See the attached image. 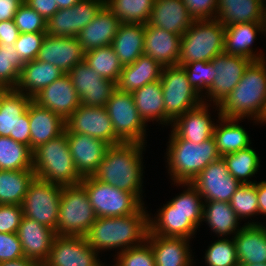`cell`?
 <instances>
[{
	"mask_svg": "<svg viewBox=\"0 0 266 266\" xmlns=\"http://www.w3.org/2000/svg\"><path fill=\"white\" fill-rule=\"evenodd\" d=\"M174 184L187 189L163 204L154 218L149 214V233L192 239L202 223L204 201L190 183Z\"/></svg>",
	"mask_w": 266,
	"mask_h": 266,
	"instance_id": "obj_1",
	"label": "cell"
},
{
	"mask_svg": "<svg viewBox=\"0 0 266 266\" xmlns=\"http://www.w3.org/2000/svg\"><path fill=\"white\" fill-rule=\"evenodd\" d=\"M143 207L139 212L119 217H99L85 238L98 253L117 249V253L142 245L149 232V213Z\"/></svg>",
	"mask_w": 266,
	"mask_h": 266,
	"instance_id": "obj_2",
	"label": "cell"
},
{
	"mask_svg": "<svg viewBox=\"0 0 266 266\" xmlns=\"http://www.w3.org/2000/svg\"><path fill=\"white\" fill-rule=\"evenodd\" d=\"M145 144L111 145L92 177L143 198V152ZM144 150V151H143Z\"/></svg>",
	"mask_w": 266,
	"mask_h": 266,
	"instance_id": "obj_3",
	"label": "cell"
},
{
	"mask_svg": "<svg viewBox=\"0 0 266 266\" xmlns=\"http://www.w3.org/2000/svg\"><path fill=\"white\" fill-rule=\"evenodd\" d=\"M220 116L254 120L266 109V60L252 61L236 87L218 105Z\"/></svg>",
	"mask_w": 266,
	"mask_h": 266,
	"instance_id": "obj_4",
	"label": "cell"
},
{
	"mask_svg": "<svg viewBox=\"0 0 266 266\" xmlns=\"http://www.w3.org/2000/svg\"><path fill=\"white\" fill-rule=\"evenodd\" d=\"M168 140L165 157L174 183H190L208 164L221 158L214 137L193 143L171 131Z\"/></svg>",
	"mask_w": 266,
	"mask_h": 266,
	"instance_id": "obj_5",
	"label": "cell"
},
{
	"mask_svg": "<svg viewBox=\"0 0 266 266\" xmlns=\"http://www.w3.org/2000/svg\"><path fill=\"white\" fill-rule=\"evenodd\" d=\"M33 171L37 178L60 184H79L83 177L76 170L67 142L66 131L33 151Z\"/></svg>",
	"mask_w": 266,
	"mask_h": 266,
	"instance_id": "obj_6",
	"label": "cell"
},
{
	"mask_svg": "<svg viewBox=\"0 0 266 266\" xmlns=\"http://www.w3.org/2000/svg\"><path fill=\"white\" fill-rule=\"evenodd\" d=\"M225 26L217 19L194 20L181 37L178 66L195 61L209 62L224 52Z\"/></svg>",
	"mask_w": 266,
	"mask_h": 266,
	"instance_id": "obj_7",
	"label": "cell"
},
{
	"mask_svg": "<svg viewBox=\"0 0 266 266\" xmlns=\"http://www.w3.org/2000/svg\"><path fill=\"white\" fill-rule=\"evenodd\" d=\"M96 218L81 183L62 187L56 235L85 236Z\"/></svg>",
	"mask_w": 266,
	"mask_h": 266,
	"instance_id": "obj_8",
	"label": "cell"
},
{
	"mask_svg": "<svg viewBox=\"0 0 266 266\" xmlns=\"http://www.w3.org/2000/svg\"><path fill=\"white\" fill-rule=\"evenodd\" d=\"M160 81L165 102V126L185 112L203 103L202 96L191 86L181 66L163 67Z\"/></svg>",
	"mask_w": 266,
	"mask_h": 266,
	"instance_id": "obj_9",
	"label": "cell"
},
{
	"mask_svg": "<svg viewBox=\"0 0 266 266\" xmlns=\"http://www.w3.org/2000/svg\"><path fill=\"white\" fill-rule=\"evenodd\" d=\"M80 183L85 187L97 218L125 216L144 207L145 202L135 194L100 182L92 176L83 177Z\"/></svg>",
	"mask_w": 266,
	"mask_h": 266,
	"instance_id": "obj_10",
	"label": "cell"
},
{
	"mask_svg": "<svg viewBox=\"0 0 266 266\" xmlns=\"http://www.w3.org/2000/svg\"><path fill=\"white\" fill-rule=\"evenodd\" d=\"M116 137L122 143H141L147 146V124L140 117L132 93L113 91L105 106Z\"/></svg>",
	"mask_w": 266,
	"mask_h": 266,
	"instance_id": "obj_11",
	"label": "cell"
},
{
	"mask_svg": "<svg viewBox=\"0 0 266 266\" xmlns=\"http://www.w3.org/2000/svg\"><path fill=\"white\" fill-rule=\"evenodd\" d=\"M63 185L33 179L22 202L23 216L35 220L56 233Z\"/></svg>",
	"mask_w": 266,
	"mask_h": 266,
	"instance_id": "obj_12",
	"label": "cell"
},
{
	"mask_svg": "<svg viewBox=\"0 0 266 266\" xmlns=\"http://www.w3.org/2000/svg\"><path fill=\"white\" fill-rule=\"evenodd\" d=\"M32 98L11 89L0 103V136L30 146L28 105Z\"/></svg>",
	"mask_w": 266,
	"mask_h": 266,
	"instance_id": "obj_13",
	"label": "cell"
},
{
	"mask_svg": "<svg viewBox=\"0 0 266 266\" xmlns=\"http://www.w3.org/2000/svg\"><path fill=\"white\" fill-rule=\"evenodd\" d=\"M251 62L249 58L240 55H229L225 52L217 55L213 59L216 72L214 81L206 94L202 95L203 103L208 104L207 101L210 103L213 101V106L219 105L239 83Z\"/></svg>",
	"mask_w": 266,
	"mask_h": 266,
	"instance_id": "obj_14",
	"label": "cell"
},
{
	"mask_svg": "<svg viewBox=\"0 0 266 266\" xmlns=\"http://www.w3.org/2000/svg\"><path fill=\"white\" fill-rule=\"evenodd\" d=\"M98 255L85 236L56 235L42 266H106Z\"/></svg>",
	"mask_w": 266,
	"mask_h": 266,
	"instance_id": "obj_15",
	"label": "cell"
},
{
	"mask_svg": "<svg viewBox=\"0 0 266 266\" xmlns=\"http://www.w3.org/2000/svg\"><path fill=\"white\" fill-rule=\"evenodd\" d=\"M105 0H80L71 8L59 9L46 23V34L55 37H77L88 25Z\"/></svg>",
	"mask_w": 266,
	"mask_h": 266,
	"instance_id": "obj_16",
	"label": "cell"
},
{
	"mask_svg": "<svg viewBox=\"0 0 266 266\" xmlns=\"http://www.w3.org/2000/svg\"><path fill=\"white\" fill-rule=\"evenodd\" d=\"M190 184L201 194L204 201H230L241 183L236 180L221 157L208 164Z\"/></svg>",
	"mask_w": 266,
	"mask_h": 266,
	"instance_id": "obj_17",
	"label": "cell"
},
{
	"mask_svg": "<svg viewBox=\"0 0 266 266\" xmlns=\"http://www.w3.org/2000/svg\"><path fill=\"white\" fill-rule=\"evenodd\" d=\"M79 95L81 104L91 107H105L116 83L101 77L84 61L76 64L67 73Z\"/></svg>",
	"mask_w": 266,
	"mask_h": 266,
	"instance_id": "obj_18",
	"label": "cell"
},
{
	"mask_svg": "<svg viewBox=\"0 0 266 266\" xmlns=\"http://www.w3.org/2000/svg\"><path fill=\"white\" fill-rule=\"evenodd\" d=\"M65 122L66 128L71 133L87 134L110 145L122 143L115 135L105 107H91L81 104Z\"/></svg>",
	"mask_w": 266,
	"mask_h": 266,
	"instance_id": "obj_19",
	"label": "cell"
},
{
	"mask_svg": "<svg viewBox=\"0 0 266 266\" xmlns=\"http://www.w3.org/2000/svg\"><path fill=\"white\" fill-rule=\"evenodd\" d=\"M32 100L65 121L81 105L79 95L67 73L44 87Z\"/></svg>",
	"mask_w": 266,
	"mask_h": 266,
	"instance_id": "obj_20",
	"label": "cell"
},
{
	"mask_svg": "<svg viewBox=\"0 0 266 266\" xmlns=\"http://www.w3.org/2000/svg\"><path fill=\"white\" fill-rule=\"evenodd\" d=\"M65 131L76 170L82 177L92 176L111 145L87 134L71 133L66 127Z\"/></svg>",
	"mask_w": 266,
	"mask_h": 266,
	"instance_id": "obj_21",
	"label": "cell"
},
{
	"mask_svg": "<svg viewBox=\"0 0 266 266\" xmlns=\"http://www.w3.org/2000/svg\"><path fill=\"white\" fill-rule=\"evenodd\" d=\"M37 60L53 64L68 73L76 64L84 61V51L77 37H55L46 34Z\"/></svg>",
	"mask_w": 266,
	"mask_h": 266,
	"instance_id": "obj_22",
	"label": "cell"
},
{
	"mask_svg": "<svg viewBox=\"0 0 266 266\" xmlns=\"http://www.w3.org/2000/svg\"><path fill=\"white\" fill-rule=\"evenodd\" d=\"M17 235L25 258L34 260L42 266L49 256L56 236L55 231L23 216Z\"/></svg>",
	"mask_w": 266,
	"mask_h": 266,
	"instance_id": "obj_23",
	"label": "cell"
},
{
	"mask_svg": "<svg viewBox=\"0 0 266 266\" xmlns=\"http://www.w3.org/2000/svg\"><path fill=\"white\" fill-rule=\"evenodd\" d=\"M181 37L147 23L144 34V54L156 60L162 67L177 66Z\"/></svg>",
	"mask_w": 266,
	"mask_h": 266,
	"instance_id": "obj_24",
	"label": "cell"
},
{
	"mask_svg": "<svg viewBox=\"0 0 266 266\" xmlns=\"http://www.w3.org/2000/svg\"><path fill=\"white\" fill-rule=\"evenodd\" d=\"M189 241L183 237H165L149 232L146 238L154 253L155 266H192L195 262Z\"/></svg>",
	"mask_w": 266,
	"mask_h": 266,
	"instance_id": "obj_25",
	"label": "cell"
},
{
	"mask_svg": "<svg viewBox=\"0 0 266 266\" xmlns=\"http://www.w3.org/2000/svg\"><path fill=\"white\" fill-rule=\"evenodd\" d=\"M244 224L233 237L239 264L266 263V224Z\"/></svg>",
	"mask_w": 266,
	"mask_h": 266,
	"instance_id": "obj_26",
	"label": "cell"
},
{
	"mask_svg": "<svg viewBox=\"0 0 266 266\" xmlns=\"http://www.w3.org/2000/svg\"><path fill=\"white\" fill-rule=\"evenodd\" d=\"M210 103L185 112L171 125V130L181 139L201 143L213 137L215 123L212 121Z\"/></svg>",
	"mask_w": 266,
	"mask_h": 266,
	"instance_id": "obj_27",
	"label": "cell"
},
{
	"mask_svg": "<svg viewBox=\"0 0 266 266\" xmlns=\"http://www.w3.org/2000/svg\"><path fill=\"white\" fill-rule=\"evenodd\" d=\"M121 22L112 11L104 5L93 20L77 36L85 52L104 46H110Z\"/></svg>",
	"mask_w": 266,
	"mask_h": 266,
	"instance_id": "obj_28",
	"label": "cell"
},
{
	"mask_svg": "<svg viewBox=\"0 0 266 266\" xmlns=\"http://www.w3.org/2000/svg\"><path fill=\"white\" fill-rule=\"evenodd\" d=\"M193 21L183 0H155L148 23L182 36Z\"/></svg>",
	"mask_w": 266,
	"mask_h": 266,
	"instance_id": "obj_29",
	"label": "cell"
},
{
	"mask_svg": "<svg viewBox=\"0 0 266 266\" xmlns=\"http://www.w3.org/2000/svg\"><path fill=\"white\" fill-rule=\"evenodd\" d=\"M28 116L30 122V149L32 151L65 131V120L33 100L28 105Z\"/></svg>",
	"mask_w": 266,
	"mask_h": 266,
	"instance_id": "obj_30",
	"label": "cell"
},
{
	"mask_svg": "<svg viewBox=\"0 0 266 266\" xmlns=\"http://www.w3.org/2000/svg\"><path fill=\"white\" fill-rule=\"evenodd\" d=\"M263 34V23H242L225 27L224 52L229 55H240L252 61L266 59L263 52L256 53L252 48L258 33Z\"/></svg>",
	"mask_w": 266,
	"mask_h": 266,
	"instance_id": "obj_31",
	"label": "cell"
},
{
	"mask_svg": "<svg viewBox=\"0 0 266 266\" xmlns=\"http://www.w3.org/2000/svg\"><path fill=\"white\" fill-rule=\"evenodd\" d=\"M265 0H218L216 19L223 25L263 23Z\"/></svg>",
	"mask_w": 266,
	"mask_h": 266,
	"instance_id": "obj_32",
	"label": "cell"
},
{
	"mask_svg": "<svg viewBox=\"0 0 266 266\" xmlns=\"http://www.w3.org/2000/svg\"><path fill=\"white\" fill-rule=\"evenodd\" d=\"M162 69L156 60L143 54L134 63L122 68L116 88L133 93L148 83L160 80Z\"/></svg>",
	"mask_w": 266,
	"mask_h": 266,
	"instance_id": "obj_33",
	"label": "cell"
},
{
	"mask_svg": "<svg viewBox=\"0 0 266 266\" xmlns=\"http://www.w3.org/2000/svg\"><path fill=\"white\" fill-rule=\"evenodd\" d=\"M63 74L55 65L35 59L23 65L15 90L33 98Z\"/></svg>",
	"mask_w": 266,
	"mask_h": 266,
	"instance_id": "obj_34",
	"label": "cell"
},
{
	"mask_svg": "<svg viewBox=\"0 0 266 266\" xmlns=\"http://www.w3.org/2000/svg\"><path fill=\"white\" fill-rule=\"evenodd\" d=\"M215 107V111L218 109L217 122L219 124L214 126L213 137L221 157L251 146L252 142L248 132L242 125H239L243 119L224 118L220 116L219 106L215 105Z\"/></svg>",
	"mask_w": 266,
	"mask_h": 266,
	"instance_id": "obj_35",
	"label": "cell"
},
{
	"mask_svg": "<svg viewBox=\"0 0 266 266\" xmlns=\"http://www.w3.org/2000/svg\"><path fill=\"white\" fill-rule=\"evenodd\" d=\"M144 34L145 24H120L111 46L123 67L131 65L144 54Z\"/></svg>",
	"mask_w": 266,
	"mask_h": 266,
	"instance_id": "obj_36",
	"label": "cell"
},
{
	"mask_svg": "<svg viewBox=\"0 0 266 266\" xmlns=\"http://www.w3.org/2000/svg\"><path fill=\"white\" fill-rule=\"evenodd\" d=\"M140 117L148 122L165 125V102L160 80L144 85L132 93Z\"/></svg>",
	"mask_w": 266,
	"mask_h": 266,
	"instance_id": "obj_37",
	"label": "cell"
},
{
	"mask_svg": "<svg viewBox=\"0 0 266 266\" xmlns=\"http://www.w3.org/2000/svg\"><path fill=\"white\" fill-rule=\"evenodd\" d=\"M202 221L220 238L234 237L243 227L241 221L228 202L204 201ZM229 235V237H228ZM224 236V237H223Z\"/></svg>",
	"mask_w": 266,
	"mask_h": 266,
	"instance_id": "obj_38",
	"label": "cell"
},
{
	"mask_svg": "<svg viewBox=\"0 0 266 266\" xmlns=\"http://www.w3.org/2000/svg\"><path fill=\"white\" fill-rule=\"evenodd\" d=\"M35 177L33 170H0V204L22 205Z\"/></svg>",
	"mask_w": 266,
	"mask_h": 266,
	"instance_id": "obj_39",
	"label": "cell"
},
{
	"mask_svg": "<svg viewBox=\"0 0 266 266\" xmlns=\"http://www.w3.org/2000/svg\"><path fill=\"white\" fill-rule=\"evenodd\" d=\"M0 170H33L30 146L0 136Z\"/></svg>",
	"mask_w": 266,
	"mask_h": 266,
	"instance_id": "obj_40",
	"label": "cell"
},
{
	"mask_svg": "<svg viewBox=\"0 0 266 266\" xmlns=\"http://www.w3.org/2000/svg\"><path fill=\"white\" fill-rule=\"evenodd\" d=\"M229 173L241 184H253L250 178L257 174L261 164L256 151L251 147L230 153L222 157Z\"/></svg>",
	"mask_w": 266,
	"mask_h": 266,
	"instance_id": "obj_41",
	"label": "cell"
},
{
	"mask_svg": "<svg viewBox=\"0 0 266 266\" xmlns=\"http://www.w3.org/2000/svg\"><path fill=\"white\" fill-rule=\"evenodd\" d=\"M155 0H105V5L121 23L149 22Z\"/></svg>",
	"mask_w": 266,
	"mask_h": 266,
	"instance_id": "obj_42",
	"label": "cell"
},
{
	"mask_svg": "<svg viewBox=\"0 0 266 266\" xmlns=\"http://www.w3.org/2000/svg\"><path fill=\"white\" fill-rule=\"evenodd\" d=\"M84 62L98 75L115 83L123 68L111 45L85 52Z\"/></svg>",
	"mask_w": 266,
	"mask_h": 266,
	"instance_id": "obj_43",
	"label": "cell"
},
{
	"mask_svg": "<svg viewBox=\"0 0 266 266\" xmlns=\"http://www.w3.org/2000/svg\"><path fill=\"white\" fill-rule=\"evenodd\" d=\"M229 204L241 220L259 215L257 181L253 184H241L232 195Z\"/></svg>",
	"mask_w": 266,
	"mask_h": 266,
	"instance_id": "obj_44",
	"label": "cell"
},
{
	"mask_svg": "<svg viewBox=\"0 0 266 266\" xmlns=\"http://www.w3.org/2000/svg\"><path fill=\"white\" fill-rule=\"evenodd\" d=\"M24 64L16 53L14 44L5 45L0 43V82L15 89Z\"/></svg>",
	"mask_w": 266,
	"mask_h": 266,
	"instance_id": "obj_45",
	"label": "cell"
},
{
	"mask_svg": "<svg viewBox=\"0 0 266 266\" xmlns=\"http://www.w3.org/2000/svg\"><path fill=\"white\" fill-rule=\"evenodd\" d=\"M205 251L204 259L207 266H239L233 237L218 238Z\"/></svg>",
	"mask_w": 266,
	"mask_h": 266,
	"instance_id": "obj_46",
	"label": "cell"
},
{
	"mask_svg": "<svg viewBox=\"0 0 266 266\" xmlns=\"http://www.w3.org/2000/svg\"><path fill=\"white\" fill-rule=\"evenodd\" d=\"M188 77L191 86L202 96L214 81L216 74L213 67V59L209 62L195 61L181 66ZM204 93H203V92Z\"/></svg>",
	"mask_w": 266,
	"mask_h": 266,
	"instance_id": "obj_47",
	"label": "cell"
},
{
	"mask_svg": "<svg viewBox=\"0 0 266 266\" xmlns=\"http://www.w3.org/2000/svg\"><path fill=\"white\" fill-rule=\"evenodd\" d=\"M114 257L116 263L113 266H155L154 253L146 241L142 245L121 251Z\"/></svg>",
	"mask_w": 266,
	"mask_h": 266,
	"instance_id": "obj_48",
	"label": "cell"
},
{
	"mask_svg": "<svg viewBox=\"0 0 266 266\" xmlns=\"http://www.w3.org/2000/svg\"><path fill=\"white\" fill-rule=\"evenodd\" d=\"M13 21L20 33L46 32L47 21L25 2L18 8Z\"/></svg>",
	"mask_w": 266,
	"mask_h": 266,
	"instance_id": "obj_49",
	"label": "cell"
},
{
	"mask_svg": "<svg viewBox=\"0 0 266 266\" xmlns=\"http://www.w3.org/2000/svg\"><path fill=\"white\" fill-rule=\"evenodd\" d=\"M46 32L20 33L14 43L16 53L26 63L37 59Z\"/></svg>",
	"mask_w": 266,
	"mask_h": 266,
	"instance_id": "obj_50",
	"label": "cell"
},
{
	"mask_svg": "<svg viewBox=\"0 0 266 266\" xmlns=\"http://www.w3.org/2000/svg\"><path fill=\"white\" fill-rule=\"evenodd\" d=\"M22 218V205L0 204V232L17 233Z\"/></svg>",
	"mask_w": 266,
	"mask_h": 266,
	"instance_id": "obj_51",
	"label": "cell"
},
{
	"mask_svg": "<svg viewBox=\"0 0 266 266\" xmlns=\"http://www.w3.org/2000/svg\"><path fill=\"white\" fill-rule=\"evenodd\" d=\"M25 257L17 233L0 232V262L15 261Z\"/></svg>",
	"mask_w": 266,
	"mask_h": 266,
	"instance_id": "obj_52",
	"label": "cell"
},
{
	"mask_svg": "<svg viewBox=\"0 0 266 266\" xmlns=\"http://www.w3.org/2000/svg\"><path fill=\"white\" fill-rule=\"evenodd\" d=\"M194 20L216 19L218 0H183Z\"/></svg>",
	"mask_w": 266,
	"mask_h": 266,
	"instance_id": "obj_53",
	"label": "cell"
},
{
	"mask_svg": "<svg viewBox=\"0 0 266 266\" xmlns=\"http://www.w3.org/2000/svg\"><path fill=\"white\" fill-rule=\"evenodd\" d=\"M24 2L38 12L46 21L59 10L56 0H24Z\"/></svg>",
	"mask_w": 266,
	"mask_h": 266,
	"instance_id": "obj_54",
	"label": "cell"
},
{
	"mask_svg": "<svg viewBox=\"0 0 266 266\" xmlns=\"http://www.w3.org/2000/svg\"><path fill=\"white\" fill-rule=\"evenodd\" d=\"M20 32L13 20H6L0 22V43L5 45L14 44Z\"/></svg>",
	"mask_w": 266,
	"mask_h": 266,
	"instance_id": "obj_55",
	"label": "cell"
},
{
	"mask_svg": "<svg viewBox=\"0 0 266 266\" xmlns=\"http://www.w3.org/2000/svg\"><path fill=\"white\" fill-rule=\"evenodd\" d=\"M24 0H0V22L13 20Z\"/></svg>",
	"mask_w": 266,
	"mask_h": 266,
	"instance_id": "obj_56",
	"label": "cell"
},
{
	"mask_svg": "<svg viewBox=\"0 0 266 266\" xmlns=\"http://www.w3.org/2000/svg\"><path fill=\"white\" fill-rule=\"evenodd\" d=\"M259 215L266 216V181L257 182Z\"/></svg>",
	"mask_w": 266,
	"mask_h": 266,
	"instance_id": "obj_57",
	"label": "cell"
},
{
	"mask_svg": "<svg viewBox=\"0 0 266 266\" xmlns=\"http://www.w3.org/2000/svg\"><path fill=\"white\" fill-rule=\"evenodd\" d=\"M0 266H41V265L34 260L23 257L15 261L0 262Z\"/></svg>",
	"mask_w": 266,
	"mask_h": 266,
	"instance_id": "obj_58",
	"label": "cell"
},
{
	"mask_svg": "<svg viewBox=\"0 0 266 266\" xmlns=\"http://www.w3.org/2000/svg\"><path fill=\"white\" fill-rule=\"evenodd\" d=\"M80 0H56V4L59 9L71 8L77 4Z\"/></svg>",
	"mask_w": 266,
	"mask_h": 266,
	"instance_id": "obj_59",
	"label": "cell"
},
{
	"mask_svg": "<svg viewBox=\"0 0 266 266\" xmlns=\"http://www.w3.org/2000/svg\"><path fill=\"white\" fill-rule=\"evenodd\" d=\"M11 89L7 84L0 82V103Z\"/></svg>",
	"mask_w": 266,
	"mask_h": 266,
	"instance_id": "obj_60",
	"label": "cell"
},
{
	"mask_svg": "<svg viewBox=\"0 0 266 266\" xmlns=\"http://www.w3.org/2000/svg\"><path fill=\"white\" fill-rule=\"evenodd\" d=\"M263 30L264 35L266 34V7L264 9V16H263Z\"/></svg>",
	"mask_w": 266,
	"mask_h": 266,
	"instance_id": "obj_61",
	"label": "cell"
},
{
	"mask_svg": "<svg viewBox=\"0 0 266 266\" xmlns=\"http://www.w3.org/2000/svg\"><path fill=\"white\" fill-rule=\"evenodd\" d=\"M260 124H266V109L264 111L263 116L261 117L260 121L258 122Z\"/></svg>",
	"mask_w": 266,
	"mask_h": 266,
	"instance_id": "obj_62",
	"label": "cell"
},
{
	"mask_svg": "<svg viewBox=\"0 0 266 266\" xmlns=\"http://www.w3.org/2000/svg\"><path fill=\"white\" fill-rule=\"evenodd\" d=\"M240 266H266V263L256 264H239Z\"/></svg>",
	"mask_w": 266,
	"mask_h": 266,
	"instance_id": "obj_63",
	"label": "cell"
}]
</instances>
